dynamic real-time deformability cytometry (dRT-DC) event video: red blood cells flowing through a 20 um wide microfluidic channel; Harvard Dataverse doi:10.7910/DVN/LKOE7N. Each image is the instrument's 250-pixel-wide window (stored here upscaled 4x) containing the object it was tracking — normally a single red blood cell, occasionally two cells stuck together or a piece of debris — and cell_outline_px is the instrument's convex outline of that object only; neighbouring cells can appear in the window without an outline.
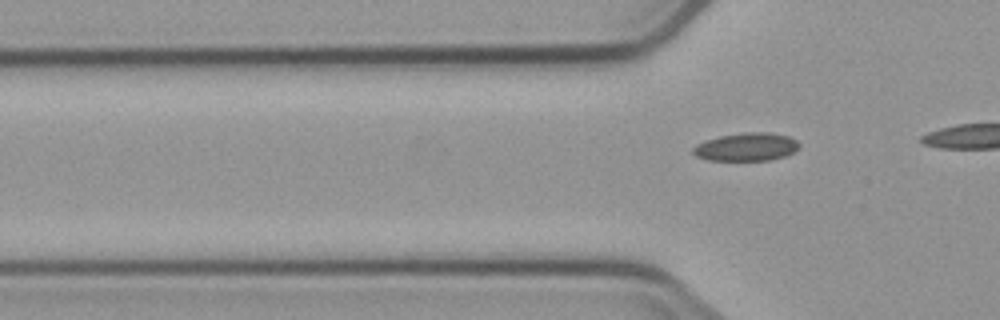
{"species": "common noctule bat (a hibernating species)", "species_latin": "Nyctalus noctula", "temperature_condition": "cold", "stored_images_in_passage": 6, "camera_frame_rate_fps": 3000, "um_per_image_px": 0.085, "animal": {"sex": "male", "body_mass_g": 23.1, "forearm_length_mm": 52.7}, "frame": {"image": 1, "passage_image": 6, "time_ms": 6.667, "image_size_px": [1000, 320], "cell_outline_px": [[800, 144], [792, 152], [784, 156], [772, 160], [708, 160], [696, 156], [692, 152], [692, 148], [696, 144], [720, 136], [748, 132], [768, 132], [788, 136], [796, 140]], "centroid_in_image_um": [63.43, 12.49], "position_along_channel_um": 62.4, "area_um2": 17.17}}